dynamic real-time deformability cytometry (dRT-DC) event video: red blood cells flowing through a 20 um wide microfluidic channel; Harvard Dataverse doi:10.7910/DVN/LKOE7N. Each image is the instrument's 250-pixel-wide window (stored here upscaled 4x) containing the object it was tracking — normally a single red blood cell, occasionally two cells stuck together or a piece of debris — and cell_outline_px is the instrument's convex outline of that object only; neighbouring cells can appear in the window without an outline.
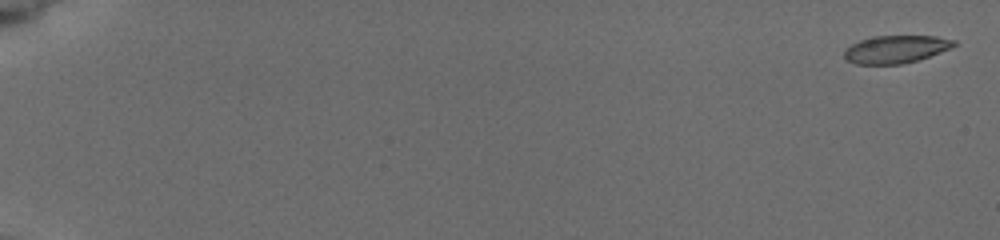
{"species": "common noctule bat (a hibernating species)", "species_latin": "Nyctalus noctula", "temperature_condition": "cold", "stored_images_in_passage": 10, "camera_frame_rate_fps": 3000, "um_per_image_px": 0.085, "animal": {"sex": "female", "body_mass_g": 19.5, "forearm_length_mm": 54.1}, "frame": {"image": 1, "passage_image": 1, "time_ms": 0.0, "image_size_px": [1000, 240], "cell_outline_px": [[956, 44], [940, 52], [916, 60], [900, 64], [856, 64], [844, 60], [844, 52], [852, 44], [860, 40], [872, 36], [936, 36], [956, 40]], "centroid_in_image_um": [76.11, 4.18], "position_along_channel_um": 8.9, "area_um2": 17.51}}
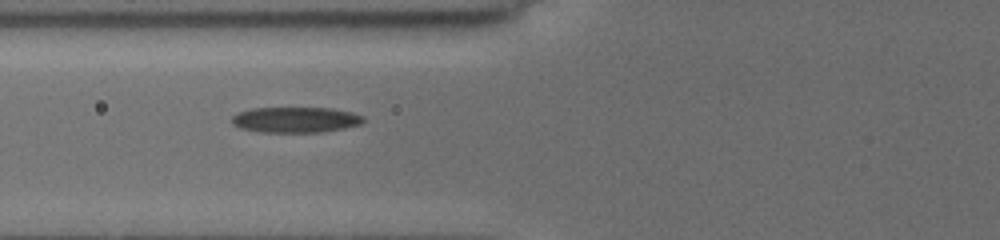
{"frame": {"image": 2, "passage_image": 9, "time_ms": 7.667, "image_size_px": [1000, 240], "cell_outline_px": [[364, 120], [360, 124], [344, 128], [320, 132], [260, 132], [240, 128], [232, 124], [232, 116], [236, 112], [252, 108], [332, 108], [352, 112], [364, 116]], "centroid_in_image_um": [25.1, 10.17], "position_along_channel_um": 100.7, "area_um2": 19.71}}
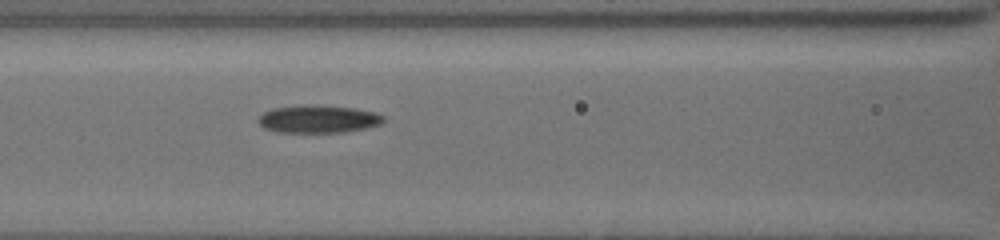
{"frame": {"image": 3, "passage_image": 10, "time_ms": 8.667, "image_size_px": [1000, 240], "cell_outline_px": [[384, 120], [380, 124], [368, 128], [344, 132], [276, 132], [264, 128], [256, 120], [264, 112], [272, 108], [300, 104], [316, 104], [356, 108], [376, 112], [384, 116]], "centroid_in_image_um": [27.05, 10.1], "position_along_channel_um": 139.5, "area_um2": 20.63}}